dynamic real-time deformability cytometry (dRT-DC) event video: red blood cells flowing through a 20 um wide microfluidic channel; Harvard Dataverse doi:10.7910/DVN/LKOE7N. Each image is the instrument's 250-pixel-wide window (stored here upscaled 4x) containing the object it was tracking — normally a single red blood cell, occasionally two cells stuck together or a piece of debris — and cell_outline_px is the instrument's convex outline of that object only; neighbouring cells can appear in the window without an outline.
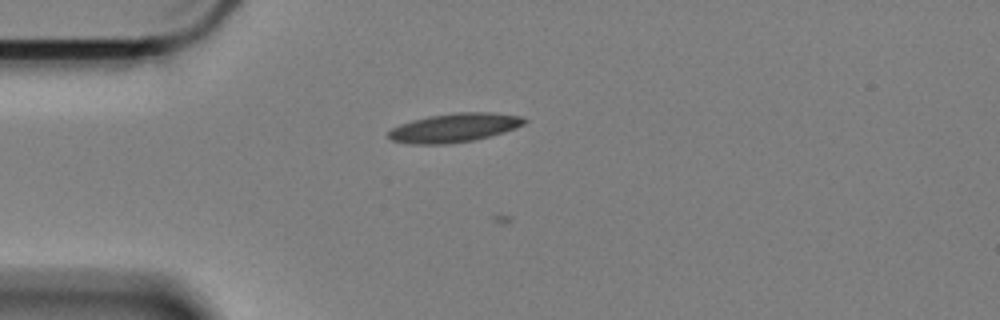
{"species": "Egyptian fruit bat (a non-hibernating species)", "species_latin": "Rousettus aegyptiacus", "temperature_condition": "cold", "stored_images_in_passage": 17, "camera_frame_rate_fps": 3000, "um_per_image_px": 0.085, "animal": {"sex": "female"}, "frame": {"image": 1, "passage_image": 10, "time_ms": 3.0, "image_size_px": [1000, 320], "cell_outline_px": [[528, 120], [524, 124], [516, 128], [504, 132], [472, 140], [448, 144], [412, 144], [392, 140], [388, 136], [388, 132], [392, 128], [400, 124], [412, 120], [428, 116], [456, 112], [492, 112], [520, 116]], "centroid_in_image_um": [38.62, 10.85], "position_along_channel_um": 46.4, "area_um2": 22.77}}